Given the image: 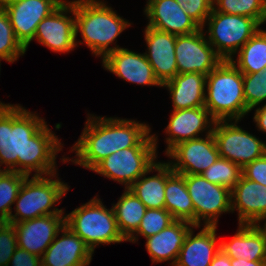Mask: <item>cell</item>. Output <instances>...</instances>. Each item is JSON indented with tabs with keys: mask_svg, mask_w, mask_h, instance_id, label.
<instances>
[{
	"mask_svg": "<svg viewBox=\"0 0 266 266\" xmlns=\"http://www.w3.org/2000/svg\"><path fill=\"white\" fill-rule=\"evenodd\" d=\"M61 147L44 119L35 113L19 105L0 107V163L7 166V171L27 176L34 170V176L55 174Z\"/></svg>",
	"mask_w": 266,
	"mask_h": 266,
	"instance_id": "6da1fadb",
	"label": "cell"
},
{
	"mask_svg": "<svg viewBox=\"0 0 266 266\" xmlns=\"http://www.w3.org/2000/svg\"><path fill=\"white\" fill-rule=\"evenodd\" d=\"M149 132L148 125L133 120L90 116L72 148L78 159L71 161L92 170L118 150L134 146H156L157 137L149 135Z\"/></svg>",
	"mask_w": 266,
	"mask_h": 266,
	"instance_id": "7a4b0ae2",
	"label": "cell"
},
{
	"mask_svg": "<svg viewBox=\"0 0 266 266\" xmlns=\"http://www.w3.org/2000/svg\"><path fill=\"white\" fill-rule=\"evenodd\" d=\"M72 13L75 17V37L80 31L84 43L96 56L102 55V60L109 53L120 48L119 46L109 48V45L126 27L130 26L128 21L118 16L102 1H73Z\"/></svg>",
	"mask_w": 266,
	"mask_h": 266,
	"instance_id": "3957f363",
	"label": "cell"
},
{
	"mask_svg": "<svg viewBox=\"0 0 266 266\" xmlns=\"http://www.w3.org/2000/svg\"><path fill=\"white\" fill-rule=\"evenodd\" d=\"M205 108L215 121L240 120L246 115L243 74L231 60H223L206 77Z\"/></svg>",
	"mask_w": 266,
	"mask_h": 266,
	"instance_id": "277c9868",
	"label": "cell"
},
{
	"mask_svg": "<svg viewBox=\"0 0 266 266\" xmlns=\"http://www.w3.org/2000/svg\"><path fill=\"white\" fill-rule=\"evenodd\" d=\"M65 225L78 235L92 252L98 244L127 241L118 228L113 207L106 209L96 197L65 215Z\"/></svg>",
	"mask_w": 266,
	"mask_h": 266,
	"instance_id": "5b68a950",
	"label": "cell"
},
{
	"mask_svg": "<svg viewBox=\"0 0 266 266\" xmlns=\"http://www.w3.org/2000/svg\"><path fill=\"white\" fill-rule=\"evenodd\" d=\"M49 176L50 179L34 175L30 180L29 176L25 178L15 200L16 213L11 214L6 222L14 224L45 215L63 214L62 209L54 208L51 211L50 208L66 194L69 188L59 179L53 180L51 177H55V174Z\"/></svg>",
	"mask_w": 266,
	"mask_h": 266,
	"instance_id": "8992f818",
	"label": "cell"
},
{
	"mask_svg": "<svg viewBox=\"0 0 266 266\" xmlns=\"http://www.w3.org/2000/svg\"><path fill=\"white\" fill-rule=\"evenodd\" d=\"M207 20V41L212 47L217 48L215 51L223 60H231L232 55L259 30L261 25L250 17L226 14L213 8Z\"/></svg>",
	"mask_w": 266,
	"mask_h": 266,
	"instance_id": "52a82bcc",
	"label": "cell"
},
{
	"mask_svg": "<svg viewBox=\"0 0 266 266\" xmlns=\"http://www.w3.org/2000/svg\"><path fill=\"white\" fill-rule=\"evenodd\" d=\"M156 146H134L118 150L99 162L92 171L126 185L128 189L156 162Z\"/></svg>",
	"mask_w": 266,
	"mask_h": 266,
	"instance_id": "ba28073f",
	"label": "cell"
},
{
	"mask_svg": "<svg viewBox=\"0 0 266 266\" xmlns=\"http://www.w3.org/2000/svg\"><path fill=\"white\" fill-rule=\"evenodd\" d=\"M181 175L194 205L195 227H200L201 218L205 226L217 227L218 216L231 210V190L207 181L201 174Z\"/></svg>",
	"mask_w": 266,
	"mask_h": 266,
	"instance_id": "9c48e42d",
	"label": "cell"
},
{
	"mask_svg": "<svg viewBox=\"0 0 266 266\" xmlns=\"http://www.w3.org/2000/svg\"><path fill=\"white\" fill-rule=\"evenodd\" d=\"M235 123L219 120L214 124L212 133L217 145L219 157L243 168L246 164L266 153V143L246 132Z\"/></svg>",
	"mask_w": 266,
	"mask_h": 266,
	"instance_id": "30bf717a",
	"label": "cell"
},
{
	"mask_svg": "<svg viewBox=\"0 0 266 266\" xmlns=\"http://www.w3.org/2000/svg\"><path fill=\"white\" fill-rule=\"evenodd\" d=\"M205 38L203 28L191 34L177 35L175 55L178 74L208 75L223 61Z\"/></svg>",
	"mask_w": 266,
	"mask_h": 266,
	"instance_id": "8fae6325",
	"label": "cell"
},
{
	"mask_svg": "<svg viewBox=\"0 0 266 266\" xmlns=\"http://www.w3.org/2000/svg\"><path fill=\"white\" fill-rule=\"evenodd\" d=\"M210 128L206 138H194L174 146L167 155L177 162H168L178 174H201L219 158V152Z\"/></svg>",
	"mask_w": 266,
	"mask_h": 266,
	"instance_id": "7c38bea8",
	"label": "cell"
},
{
	"mask_svg": "<svg viewBox=\"0 0 266 266\" xmlns=\"http://www.w3.org/2000/svg\"><path fill=\"white\" fill-rule=\"evenodd\" d=\"M63 2V0H21L4 7L16 38L26 50L34 39L38 24Z\"/></svg>",
	"mask_w": 266,
	"mask_h": 266,
	"instance_id": "4fadbf2b",
	"label": "cell"
},
{
	"mask_svg": "<svg viewBox=\"0 0 266 266\" xmlns=\"http://www.w3.org/2000/svg\"><path fill=\"white\" fill-rule=\"evenodd\" d=\"M73 12V1H64L55 11L45 17L37 27L34 39L55 52H70L76 47L75 17L66 16Z\"/></svg>",
	"mask_w": 266,
	"mask_h": 266,
	"instance_id": "5bb4252c",
	"label": "cell"
},
{
	"mask_svg": "<svg viewBox=\"0 0 266 266\" xmlns=\"http://www.w3.org/2000/svg\"><path fill=\"white\" fill-rule=\"evenodd\" d=\"M17 247L42 257L65 225V216L50 214L14 223Z\"/></svg>",
	"mask_w": 266,
	"mask_h": 266,
	"instance_id": "9a60e30c",
	"label": "cell"
},
{
	"mask_svg": "<svg viewBox=\"0 0 266 266\" xmlns=\"http://www.w3.org/2000/svg\"><path fill=\"white\" fill-rule=\"evenodd\" d=\"M177 35L146 26L145 41L148 54L144 53L161 85L178 74L175 44Z\"/></svg>",
	"mask_w": 266,
	"mask_h": 266,
	"instance_id": "2e32d148",
	"label": "cell"
},
{
	"mask_svg": "<svg viewBox=\"0 0 266 266\" xmlns=\"http://www.w3.org/2000/svg\"><path fill=\"white\" fill-rule=\"evenodd\" d=\"M147 26L175 35H187L202 27L192 19L176 0H148L144 11Z\"/></svg>",
	"mask_w": 266,
	"mask_h": 266,
	"instance_id": "e0dca14e",
	"label": "cell"
},
{
	"mask_svg": "<svg viewBox=\"0 0 266 266\" xmlns=\"http://www.w3.org/2000/svg\"><path fill=\"white\" fill-rule=\"evenodd\" d=\"M62 237L56 239L41 257L42 266H87L93 252L68 226L61 229ZM56 240V241H55Z\"/></svg>",
	"mask_w": 266,
	"mask_h": 266,
	"instance_id": "ac0fdd59",
	"label": "cell"
},
{
	"mask_svg": "<svg viewBox=\"0 0 266 266\" xmlns=\"http://www.w3.org/2000/svg\"><path fill=\"white\" fill-rule=\"evenodd\" d=\"M103 66L128 82L162 87L145 54L119 48L103 59Z\"/></svg>",
	"mask_w": 266,
	"mask_h": 266,
	"instance_id": "d6986e66",
	"label": "cell"
},
{
	"mask_svg": "<svg viewBox=\"0 0 266 266\" xmlns=\"http://www.w3.org/2000/svg\"><path fill=\"white\" fill-rule=\"evenodd\" d=\"M235 209L239 224H256L266 216V186L241 175L231 190V211Z\"/></svg>",
	"mask_w": 266,
	"mask_h": 266,
	"instance_id": "ffe728a7",
	"label": "cell"
},
{
	"mask_svg": "<svg viewBox=\"0 0 266 266\" xmlns=\"http://www.w3.org/2000/svg\"><path fill=\"white\" fill-rule=\"evenodd\" d=\"M209 115L210 113L205 106L173 110L169 124L165 129L166 133L169 134L166 139L168 143L166 154L177 144L198 138V134L201 131L203 132L211 125H214L216 121ZM208 123L211 124L209 125Z\"/></svg>",
	"mask_w": 266,
	"mask_h": 266,
	"instance_id": "44dd1931",
	"label": "cell"
},
{
	"mask_svg": "<svg viewBox=\"0 0 266 266\" xmlns=\"http://www.w3.org/2000/svg\"><path fill=\"white\" fill-rule=\"evenodd\" d=\"M191 228L187 233L174 266H210L220 250L216 243V226H204L193 236Z\"/></svg>",
	"mask_w": 266,
	"mask_h": 266,
	"instance_id": "7402d4cb",
	"label": "cell"
},
{
	"mask_svg": "<svg viewBox=\"0 0 266 266\" xmlns=\"http://www.w3.org/2000/svg\"><path fill=\"white\" fill-rule=\"evenodd\" d=\"M193 227L195 226L190 222L175 220L159 233L146 238V249L150 254L153 263L173 259L171 264L174 266L178 259L180 249L183 246L185 237Z\"/></svg>",
	"mask_w": 266,
	"mask_h": 266,
	"instance_id": "603a6c76",
	"label": "cell"
},
{
	"mask_svg": "<svg viewBox=\"0 0 266 266\" xmlns=\"http://www.w3.org/2000/svg\"><path fill=\"white\" fill-rule=\"evenodd\" d=\"M219 244L220 250L230 258L266 261V239L256 224H239L234 237Z\"/></svg>",
	"mask_w": 266,
	"mask_h": 266,
	"instance_id": "cb8c5ba5",
	"label": "cell"
},
{
	"mask_svg": "<svg viewBox=\"0 0 266 266\" xmlns=\"http://www.w3.org/2000/svg\"><path fill=\"white\" fill-rule=\"evenodd\" d=\"M206 77L202 73L177 74L162 86L171 93L173 110L190 109L204 106Z\"/></svg>",
	"mask_w": 266,
	"mask_h": 266,
	"instance_id": "d4e9b609",
	"label": "cell"
},
{
	"mask_svg": "<svg viewBox=\"0 0 266 266\" xmlns=\"http://www.w3.org/2000/svg\"><path fill=\"white\" fill-rule=\"evenodd\" d=\"M165 209L175 220L190 222L195 226V212L188 193L185 177L175 173L166 163Z\"/></svg>",
	"mask_w": 266,
	"mask_h": 266,
	"instance_id": "484cf974",
	"label": "cell"
},
{
	"mask_svg": "<svg viewBox=\"0 0 266 266\" xmlns=\"http://www.w3.org/2000/svg\"><path fill=\"white\" fill-rule=\"evenodd\" d=\"M152 169L158 174L145 177L152 172ZM142 177L128 189L144 203L147 209H165L166 163H155Z\"/></svg>",
	"mask_w": 266,
	"mask_h": 266,
	"instance_id": "4316f807",
	"label": "cell"
},
{
	"mask_svg": "<svg viewBox=\"0 0 266 266\" xmlns=\"http://www.w3.org/2000/svg\"><path fill=\"white\" fill-rule=\"evenodd\" d=\"M118 228L122 236L130 242H136L137 231L147 208L144 203L129 189L123 193L118 202L113 205Z\"/></svg>",
	"mask_w": 266,
	"mask_h": 266,
	"instance_id": "83f0119b",
	"label": "cell"
},
{
	"mask_svg": "<svg viewBox=\"0 0 266 266\" xmlns=\"http://www.w3.org/2000/svg\"><path fill=\"white\" fill-rule=\"evenodd\" d=\"M237 64L242 74L259 73L266 67V31L259 29L239 50Z\"/></svg>",
	"mask_w": 266,
	"mask_h": 266,
	"instance_id": "f1b7e54d",
	"label": "cell"
},
{
	"mask_svg": "<svg viewBox=\"0 0 266 266\" xmlns=\"http://www.w3.org/2000/svg\"><path fill=\"white\" fill-rule=\"evenodd\" d=\"M213 9L226 14L247 16L260 24L266 22V0H213Z\"/></svg>",
	"mask_w": 266,
	"mask_h": 266,
	"instance_id": "f546056e",
	"label": "cell"
},
{
	"mask_svg": "<svg viewBox=\"0 0 266 266\" xmlns=\"http://www.w3.org/2000/svg\"><path fill=\"white\" fill-rule=\"evenodd\" d=\"M27 175L15 171H5L0 175V219L7 221L12 214L19 189Z\"/></svg>",
	"mask_w": 266,
	"mask_h": 266,
	"instance_id": "4dcf8cb0",
	"label": "cell"
},
{
	"mask_svg": "<svg viewBox=\"0 0 266 266\" xmlns=\"http://www.w3.org/2000/svg\"><path fill=\"white\" fill-rule=\"evenodd\" d=\"M25 52L26 48L16 38L7 12L0 8V59L13 63Z\"/></svg>",
	"mask_w": 266,
	"mask_h": 266,
	"instance_id": "1f68e13d",
	"label": "cell"
},
{
	"mask_svg": "<svg viewBox=\"0 0 266 266\" xmlns=\"http://www.w3.org/2000/svg\"><path fill=\"white\" fill-rule=\"evenodd\" d=\"M201 175L209 182L232 190L242 175V168L228 159L218 158Z\"/></svg>",
	"mask_w": 266,
	"mask_h": 266,
	"instance_id": "d6a6232c",
	"label": "cell"
},
{
	"mask_svg": "<svg viewBox=\"0 0 266 266\" xmlns=\"http://www.w3.org/2000/svg\"><path fill=\"white\" fill-rule=\"evenodd\" d=\"M246 114L266 99V67L259 73L243 74Z\"/></svg>",
	"mask_w": 266,
	"mask_h": 266,
	"instance_id": "836d02e7",
	"label": "cell"
},
{
	"mask_svg": "<svg viewBox=\"0 0 266 266\" xmlns=\"http://www.w3.org/2000/svg\"><path fill=\"white\" fill-rule=\"evenodd\" d=\"M175 219L166 209H147L135 233L148 238L173 223Z\"/></svg>",
	"mask_w": 266,
	"mask_h": 266,
	"instance_id": "e575fe53",
	"label": "cell"
},
{
	"mask_svg": "<svg viewBox=\"0 0 266 266\" xmlns=\"http://www.w3.org/2000/svg\"><path fill=\"white\" fill-rule=\"evenodd\" d=\"M17 248V235L14 225L6 221L0 223V266H9Z\"/></svg>",
	"mask_w": 266,
	"mask_h": 266,
	"instance_id": "d590c367",
	"label": "cell"
},
{
	"mask_svg": "<svg viewBox=\"0 0 266 266\" xmlns=\"http://www.w3.org/2000/svg\"><path fill=\"white\" fill-rule=\"evenodd\" d=\"M202 28L213 8V0H176Z\"/></svg>",
	"mask_w": 266,
	"mask_h": 266,
	"instance_id": "8d00e7d4",
	"label": "cell"
},
{
	"mask_svg": "<svg viewBox=\"0 0 266 266\" xmlns=\"http://www.w3.org/2000/svg\"><path fill=\"white\" fill-rule=\"evenodd\" d=\"M242 175L254 182L266 186V153L242 168Z\"/></svg>",
	"mask_w": 266,
	"mask_h": 266,
	"instance_id": "74e56055",
	"label": "cell"
},
{
	"mask_svg": "<svg viewBox=\"0 0 266 266\" xmlns=\"http://www.w3.org/2000/svg\"><path fill=\"white\" fill-rule=\"evenodd\" d=\"M11 266H42L41 257L26 250L16 248L10 259Z\"/></svg>",
	"mask_w": 266,
	"mask_h": 266,
	"instance_id": "f35d334b",
	"label": "cell"
},
{
	"mask_svg": "<svg viewBox=\"0 0 266 266\" xmlns=\"http://www.w3.org/2000/svg\"><path fill=\"white\" fill-rule=\"evenodd\" d=\"M254 121L256 122L259 131L266 133V104L262 108H257L254 116Z\"/></svg>",
	"mask_w": 266,
	"mask_h": 266,
	"instance_id": "ab89813d",
	"label": "cell"
},
{
	"mask_svg": "<svg viewBox=\"0 0 266 266\" xmlns=\"http://www.w3.org/2000/svg\"><path fill=\"white\" fill-rule=\"evenodd\" d=\"M210 266H231V258L219 250Z\"/></svg>",
	"mask_w": 266,
	"mask_h": 266,
	"instance_id": "60d3db41",
	"label": "cell"
},
{
	"mask_svg": "<svg viewBox=\"0 0 266 266\" xmlns=\"http://www.w3.org/2000/svg\"><path fill=\"white\" fill-rule=\"evenodd\" d=\"M231 266H266V261H248L243 258H231Z\"/></svg>",
	"mask_w": 266,
	"mask_h": 266,
	"instance_id": "b9f144b4",
	"label": "cell"
},
{
	"mask_svg": "<svg viewBox=\"0 0 266 266\" xmlns=\"http://www.w3.org/2000/svg\"><path fill=\"white\" fill-rule=\"evenodd\" d=\"M265 219H266V216H264L263 218H261V219L256 223V225H257L258 228L262 231V233L264 234V237H265V239H266V222H265V224H264L263 227L259 225L260 222H261L262 220H265ZM265 221H266V220H265ZM258 223H259V224H258Z\"/></svg>",
	"mask_w": 266,
	"mask_h": 266,
	"instance_id": "7bdbcfd3",
	"label": "cell"
},
{
	"mask_svg": "<svg viewBox=\"0 0 266 266\" xmlns=\"http://www.w3.org/2000/svg\"><path fill=\"white\" fill-rule=\"evenodd\" d=\"M21 1V0H0V8H4L14 2Z\"/></svg>",
	"mask_w": 266,
	"mask_h": 266,
	"instance_id": "ee69618b",
	"label": "cell"
},
{
	"mask_svg": "<svg viewBox=\"0 0 266 266\" xmlns=\"http://www.w3.org/2000/svg\"><path fill=\"white\" fill-rule=\"evenodd\" d=\"M0 166H1V163H0ZM5 171H6V169L2 170V169L0 168V175L3 174Z\"/></svg>",
	"mask_w": 266,
	"mask_h": 266,
	"instance_id": "f6af8a7d",
	"label": "cell"
},
{
	"mask_svg": "<svg viewBox=\"0 0 266 266\" xmlns=\"http://www.w3.org/2000/svg\"><path fill=\"white\" fill-rule=\"evenodd\" d=\"M0 61H1V59H0ZM7 105H10V104H3L2 102H0V107L7 106Z\"/></svg>",
	"mask_w": 266,
	"mask_h": 266,
	"instance_id": "bcb514c9",
	"label": "cell"
}]
</instances>
